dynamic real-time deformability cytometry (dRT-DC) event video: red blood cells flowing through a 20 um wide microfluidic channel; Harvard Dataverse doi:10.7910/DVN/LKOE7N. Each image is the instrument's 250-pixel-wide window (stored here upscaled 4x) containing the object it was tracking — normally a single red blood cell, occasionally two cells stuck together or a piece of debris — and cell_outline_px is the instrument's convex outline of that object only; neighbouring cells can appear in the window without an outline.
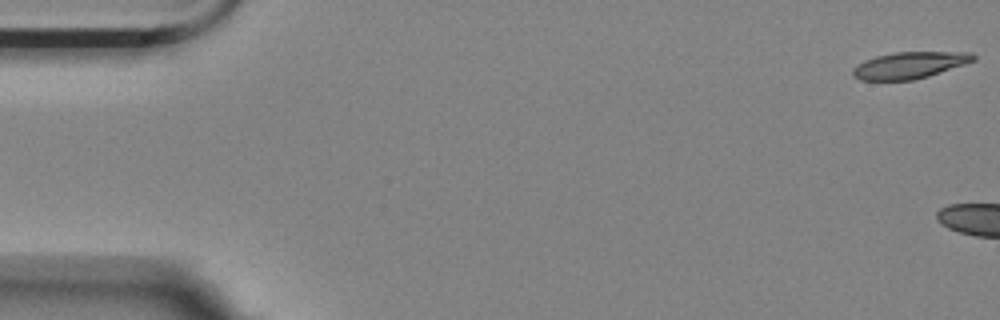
{"species": "Egyptian fruit bat (a non-hibernating species)", "species_latin": "Rousettus aegyptiacus", "temperature_condition": "room temperature", "stored_images_in_passage": 9, "camera_frame_rate_fps": 3000, "um_per_image_px": 0.085, "animal": {"sex": "female"}, "frame": {"image": 1, "passage_image": 1, "time_ms": 0.0, "image_size_px": [1000, 320], "cell_outline_px": [[976, 60], [928, 76], [912, 80], [860, 80], [852, 76], [852, 68], [856, 64], [864, 60], [876, 56], [896, 52], [972, 52], [976, 56]], "centroid_in_image_um": [77.28, 5.54], "position_along_channel_um": 7.7, "area_um2": 18.73}}